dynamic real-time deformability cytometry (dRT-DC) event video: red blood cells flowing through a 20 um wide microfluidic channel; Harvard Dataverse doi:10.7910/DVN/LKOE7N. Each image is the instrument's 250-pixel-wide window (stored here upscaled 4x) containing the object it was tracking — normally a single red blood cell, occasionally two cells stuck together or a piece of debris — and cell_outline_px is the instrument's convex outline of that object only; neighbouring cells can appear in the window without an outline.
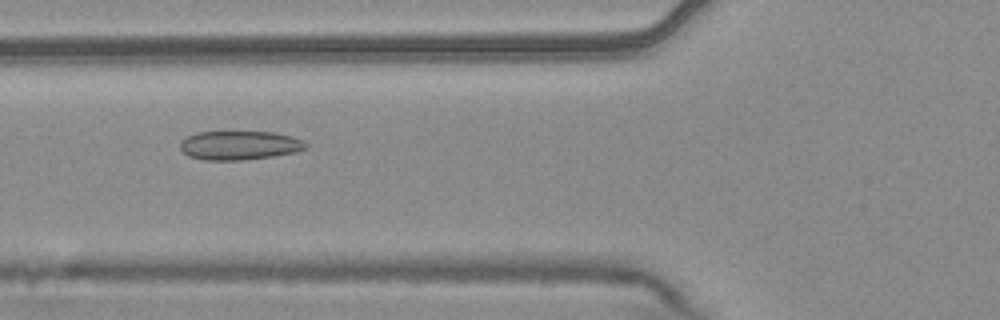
{"species": "common noctule bat (a hibernating species)", "species_latin": "Nyctalus noctula", "temperature_condition": "warm", "stored_images_in_passage": 6, "camera_frame_rate_fps": 3000, "um_per_image_px": 0.085, "animal": {"sex": "male", "body_mass_g": 20.4}, "frame": {"image": 1, "passage_image": 6, "time_ms": 1.667, "image_size_px": [1000, 320], "cell_outline_px": [[308, 148], [296, 152], [272, 156], [240, 160], [204, 160], [188, 156], [180, 148], [180, 140], [196, 132], [272, 132], [292, 136], [308, 144]], "centroid_in_image_um": [20.34, 12.35], "position_along_channel_um": 105.5, "area_um2": 21.15}}